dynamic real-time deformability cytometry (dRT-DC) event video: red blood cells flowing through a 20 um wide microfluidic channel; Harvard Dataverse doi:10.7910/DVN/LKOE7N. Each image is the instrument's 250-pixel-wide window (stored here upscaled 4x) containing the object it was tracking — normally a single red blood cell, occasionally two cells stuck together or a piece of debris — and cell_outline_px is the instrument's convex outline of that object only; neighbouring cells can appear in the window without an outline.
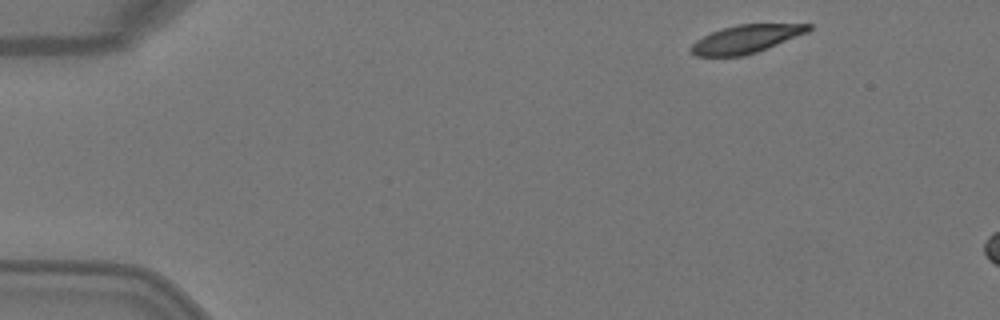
{"species": "Egyptian fruit bat (a non-hibernating species)", "species_latin": "Rousettus aegyptiacus", "temperature_condition": "warm", "stored_images_in_passage": 2, "camera_frame_rate_fps": 3000, "um_per_image_px": 0.085, "animal": {"sex": "female"}, "frame": {"image": 1, "passage_image": 1, "time_ms": 0.0, "image_size_px": [1000, 320], "cell_outline_px": [[812, 28], [808, 32], [756, 52], [744, 56], [696, 56], [688, 52], [688, 48], [696, 40], [712, 32], [736, 24], [812, 24]], "centroid_in_image_um": [63.37, 3.32], "position_along_channel_um": 21.6, "area_um2": 19.13}}